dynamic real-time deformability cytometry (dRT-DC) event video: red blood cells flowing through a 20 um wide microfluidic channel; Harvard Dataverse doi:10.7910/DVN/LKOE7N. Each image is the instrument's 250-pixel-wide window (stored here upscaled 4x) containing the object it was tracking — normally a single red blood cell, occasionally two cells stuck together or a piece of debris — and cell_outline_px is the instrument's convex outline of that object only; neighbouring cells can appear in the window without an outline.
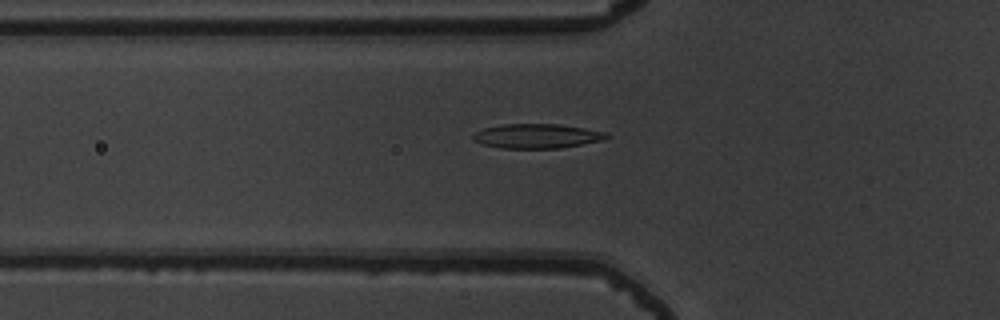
{"species": "common noctule bat (a hibernating species)", "species_latin": "Nyctalus noctula", "temperature_condition": "warm", "stored_images_in_passage": 51, "camera_frame_rate_fps": 3000, "um_per_image_px": 0.085, "animal": {"sex": "male", "body_mass_g": 19.5, "forearm_length_mm": 54.6}, "frame": {"image": 1, "passage_image": 16, "time_ms": 5.0, "image_size_px": [1000, 320], "cell_outline_px": [[612, 136], [604, 140], [560, 148], [500, 148], [484, 144], [472, 140], [472, 136], [476, 132], [484, 128], [500, 124], [560, 124], [608, 132]], "centroid_in_image_um": [45.68, 11.56], "position_along_channel_um": 80.1, "area_um2": 19.13}}
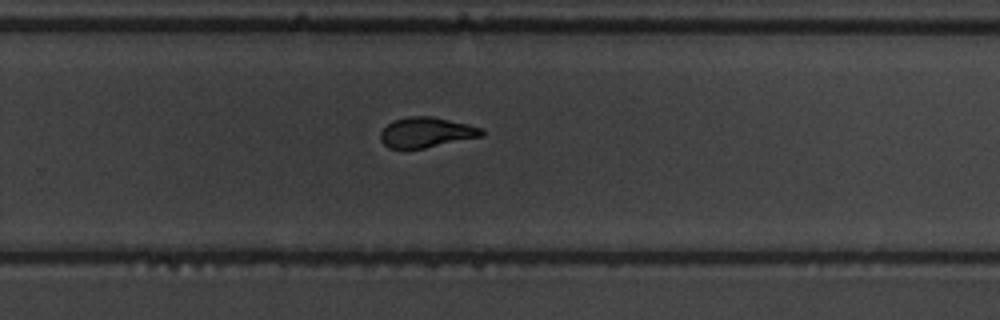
{"frame": {"image": 2, "passage_image": 33, "time_ms": 10.667, "image_size_px": [1000, 320], "cell_outline_px": [[484, 136], [424, 148], [388, 148], [380, 140], [380, 132], [392, 120], [408, 116], [432, 116], [468, 124], [480, 128], [484, 132]], "centroid_in_image_um": [36.22, 11.24], "position_along_channel_um": 293.6, "area_um2": 17.8}}
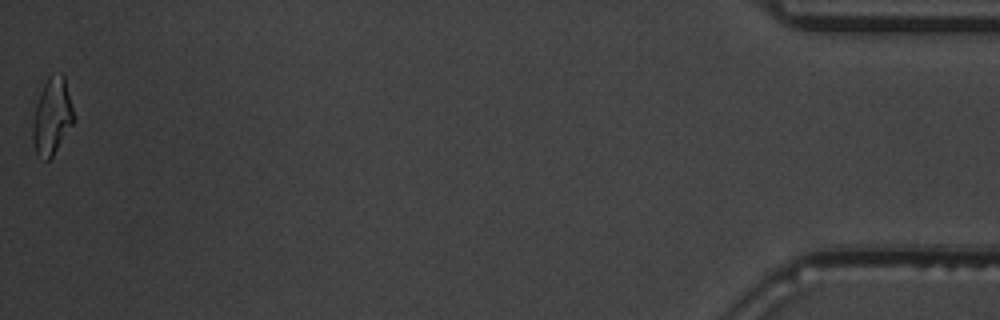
{"frame": {"image": 3, "passage_image": 51, "time_ms": 16.667, "image_size_px": [1000, 320], "cell_outline_px": [[76, 120], [52, 156], [48, 160], [44, 160], [36, 152], [32, 140], [32, 124], [36, 104], [40, 92], [48, 76], [52, 72], [60, 72], [64, 76], [76, 116]], "centroid_in_image_um": [4.45, 9.85], "position_along_channel_um": 430.8, "area_um2": 18.61}, "authors_computed_cell_mechanics": {"area_um2": 18.4382, "velocity_mm_per_s": 3.7659, "shape_relaxation_time_tau1_ms": 4.4981, "shape_relaxation_time_tau2_ms": 1.2041, "deformation_change_tau1": 0.1868, "deformation_change_tau2": 0.0765}}